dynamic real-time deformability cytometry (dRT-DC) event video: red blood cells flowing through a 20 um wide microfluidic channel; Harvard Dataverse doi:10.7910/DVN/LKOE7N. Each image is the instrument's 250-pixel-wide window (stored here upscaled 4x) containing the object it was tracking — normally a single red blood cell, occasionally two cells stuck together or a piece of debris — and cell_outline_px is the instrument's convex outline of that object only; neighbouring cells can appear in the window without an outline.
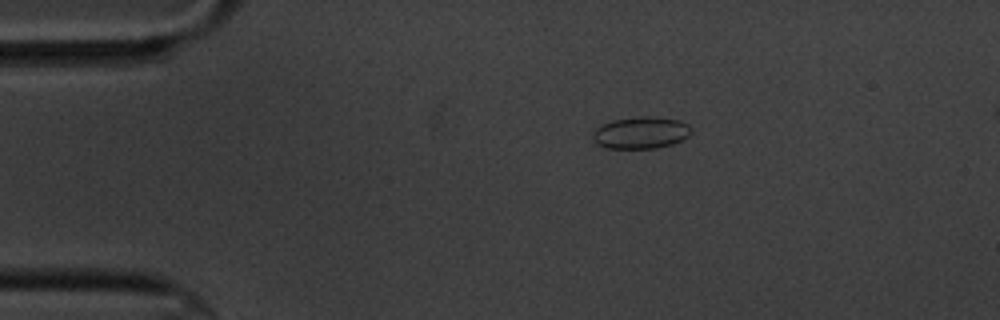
{"species": "common noctule bat (a hibernating species)", "species_latin": "Nyctalus noctula", "temperature_condition": "cold", "stored_images_in_passage": 5, "camera_frame_rate_fps": 3000, "um_per_image_px": 0.085, "animal": {"sex": "male", "body_mass_g": 20.1, "forearm_length_mm": 53.5}, "frame": {"image": 1, "passage_image": 3, "time_ms": 2.333, "image_size_px": [1000, 320], "cell_outline_px": [[692, 132], [688, 136], [672, 144], [656, 148], [608, 148], [596, 144], [592, 136], [592, 132], [600, 124], [612, 120], [640, 116], [652, 116], [680, 120], [688, 124], [692, 128]], "centroid_in_image_um": [54.46, 11.27], "position_along_channel_um": 30.5, "area_um2": 18.5}}